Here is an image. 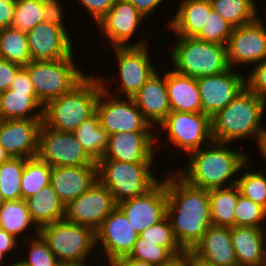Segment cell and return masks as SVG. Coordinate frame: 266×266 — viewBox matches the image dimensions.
Returning a JSON list of instances; mask_svg holds the SVG:
<instances>
[{
  "instance_id": "obj_1",
  "label": "cell",
  "mask_w": 266,
  "mask_h": 266,
  "mask_svg": "<svg viewBox=\"0 0 266 266\" xmlns=\"http://www.w3.org/2000/svg\"><path fill=\"white\" fill-rule=\"evenodd\" d=\"M163 179L174 235L184 250L193 249L212 225L208 190L187 183L175 171Z\"/></svg>"
},
{
  "instance_id": "obj_2",
  "label": "cell",
  "mask_w": 266,
  "mask_h": 266,
  "mask_svg": "<svg viewBox=\"0 0 266 266\" xmlns=\"http://www.w3.org/2000/svg\"><path fill=\"white\" fill-rule=\"evenodd\" d=\"M228 147L227 143L212 141L188 154L184 169L175 173L187 183L206 190L237 184V174L247 167L250 156Z\"/></svg>"
},
{
  "instance_id": "obj_3",
  "label": "cell",
  "mask_w": 266,
  "mask_h": 266,
  "mask_svg": "<svg viewBox=\"0 0 266 266\" xmlns=\"http://www.w3.org/2000/svg\"><path fill=\"white\" fill-rule=\"evenodd\" d=\"M266 101L245 87L227 107L211 117L213 141L234 143L254 138L258 143L265 126Z\"/></svg>"
},
{
  "instance_id": "obj_4",
  "label": "cell",
  "mask_w": 266,
  "mask_h": 266,
  "mask_svg": "<svg viewBox=\"0 0 266 266\" xmlns=\"http://www.w3.org/2000/svg\"><path fill=\"white\" fill-rule=\"evenodd\" d=\"M102 85L98 76L87 74L70 91L49 101L43 108V122L53 129L74 132L96 113Z\"/></svg>"
},
{
  "instance_id": "obj_5",
  "label": "cell",
  "mask_w": 266,
  "mask_h": 266,
  "mask_svg": "<svg viewBox=\"0 0 266 266\" xmlns=\"http://www.w3.org/2000/svg\"><path fill=\"white\" fill-rule=\"evenodd\" d=\"M170 62L181 74L201 78L218 75L230 68L226 45L205 42L196 37H176Z\"/></svg>"
},
{
  "instance_id": "obj_6",
  "label": "cell",
  "mask_w": 266,
  "mask_h": 266,
  "mask_svg": "<svg viewBox=\"0 0 266 266\" xmlns=\"http://www.w3.org/2000/svg\"><path fill=\"white\" fill-rule=\"evenodd\" d=\"M153 163L98 161L97 179L112 194L115 202L140 196L158 181L151 170Z\"/></svg>"
},
{
  "instance_id": "obj_7",
  "label": "cell",
  "mask_w": 266,
  "mask_h": 266,
  "mask_svg": "<svg viewBox=\"0 0 266 266\" xmlns=\"http://www.w3.org/2000/svg\"><path fill=\"white\" fill-rule=\"evenodd\" d=\"M40 235L60 264L89 261L96 249L95 231L65 218L42 226Z\"/></svg>"
},
{
  "instance_id": "obj_8",
  "label": "cell",
  "mask_w": 266,
  "mask_h": 266,
  "mask_svg": "<svg viewBox=\"0 0 266 266\" xmlns=\"http://www.w3.org/2000/svg\"><path fill=\"white\" fill-rule=\"evenodd\" d=\"M76 63L72 54L69 58L59 60L30 61L24 66L36 96L44 106L70 91L87 75Z\"/></svg>"
},
{
  "instance_id": "obj_9",
  "label": "cell",
  "mask_w": 266,
  "mask_h": 266,
  "mask_svg": "<svg viewBox=\"0 0 266 266\" xmlns=\"http://www.w3.org/2000/svg\"><path fill=\"white\" fill-rule=\"evenodd\" d=\"M98 78L103 89L96 105V113L99 116L101 127L109 135L154 131V127L143 117L132 98L121 99V97H117L115 93L111 92L112 89H109V87L112 82H115L113 79L111 81V78L108 77L106 80V78L99 75Z\"/></svg>"
},
{
  "instance_id": "obj_10",
  "label": "cell",
  "mask_w": 266,
  "mask_h": 266,
  "mask_svg": "<svg viewBox=\"0 0 266 266\" xmlns=\"http://www.w3.org/2000/svg\"><path fill=\"white\" fill-rule=\"evenodd\" d=\"M159 128L187 155L213 141L211 117L203 113L171 111Z\"/></svg>"
},
{
  "instance_id": "obj_11",
  "label": "cell",
  "mask_w": 266,
  "mask_h": 266,
  "mask_svg": "<svg viewBox=\"0 0 266 266\" xmlns=\"http://www.w3.org/2000/svg\"><path fill=\"white\" fill-rule=\"evenodd\" d=\"M51 167L97 166L73 132H63L42 123L37 155Z\"/></svg>"
},
{
  "instance_id": "obj_12",
  "label": "cell",
  "mask_w": 266,
  "mask_h": 266,
  "mask_svg": "<svg viewBox=\"0 0 266 266\" xmlns=\"http://www.w3.org/2000/svg\"><path fill=\"white\" fill-rule=\"evenodd\" d=\"M116 55L120 86L116 96L133 98L157 71L152 65L149 46L112 47ZM119 91V92H118ZM122 95V96H121Z\"/></svg>"
},
{
  "instance_id": "obj_13",
  "label": "cell",
  "mask_w": 266,
  "mask_h": 266,
  "mask_svg": "<svg viewBox=\"0 0 266 266\" xmlns=\"http://www.w3.org/2000/svg\"><path fill=\"white\" fill-rule=\"evenodd\" d=\"M266 22L258 16L253 22L233 27L227 42L229 66L256 65L266 60Z\"/></svg>"
},
{
  "instance_id": "obj_14",
  "label": "cell",
  "mask_w": 266,
  "mask_h": 266,
  "mask_svg": "<svg viewBox=\"0 0 266 266\" xmlns=\"http://www.w3.org/2000/svg\"><path fill=\"white\" fill-rule=\"evenodd\" d=\"M144 20L145 17L128 0H116L96 25L111 47L144 46L148 39L130 43Z\"/></svg>"
},
{
  "instance_id": "obj_15",
  "label": "cell",
  "mask_w": 266,
  "mask_h": 266,
  "mask_svg": "<svg viewBox=\"0 0 266 266\" xmlns=\"http://www.w3.org/2000/svg\"><path fill=\"white\" fill-rule=\"evenodd\" d=\"M116 207L110 191L97 180L90 189L66 205L65 219L96 231Z\"/></svg>"
},
{
  "instance_id": "obj_16",
  "label": "cell",
  "mask_w": 266,
  "mask_h": 266,
  "mask_svg": "<svg viewBox=\"0 0 266 266\" xmlns=\"http://www.w3.org/2000/svg\"><path fill=\"white\" fill-rule=\"evenodd\" d=\"M96 247L108 263L129 256L139 237L125 214L116 207L95 231ZM105 255V256H104Z\"/></svg>"
},
{
  "instance_id": "obj_17",
  "label": "cell",
  "mask_w": 266,
  "mask_h": 266,
  "mask_svg": "<svg viewBox=\"0 0 266 266\" xmlns=\"http://www.w3.org/2000/svg\"><path fill=\"white\" fill-rule=\"evenodd\" d=\"M117 207L125 214L135 231L138 234L142 233L167 215V192L164 180L161 178L145 194L119 202Z\"/></svg>"
},
{
  "instance_id": "obj_18",
  "label": "cell",
  "mask_w": 266,
  "mask_h": 266,
  "mask_svg": "<svg viewBox=\"0 0 266 266\" xmlns=\"http://www.w3.org/2000/svg\"><path fill=\"white\" fill-rule=\"evenodd\" d=\"M202 113L209 117L224 109L246 87L245 76L230 67L225 72L196 78Z\"/></svg>"
},
{
  "instance_id": "obj_19",
  "label": "cell",
  "mask_w": 266,
  "mask_h": 266,
  "mask_svg": "<svg viewBox=\"0 0 266 266\" xmlns=\"http://www.w3.org/2000/svg\"><path fill=\"white\" fill-rule=\"evenodd\" d=\"M156 132L155 130V132H129L109 135L108 147L99 161L154 163L155 144L160 140L155 135Z\"/></svg>"
},
{
  "instance_id": "obj_20",
  "label": "cell",
  "mask_w": 266,
  "mask_h": 266,
  "mask_svg": "<svg viewBox=\"0 0 266 266\" xmlns=\"http://www.w3.org/2000/svg\"><path fill=\"white\" fill-rule=\"evenodd\" d=\"M42 123L43 118L0 119V145L11 157H36Z\"/></svg>"
},
{
  "instance_id": "obj_21",
  "label": "cell",
  "mask_w": 266,
  "mask_h": 266,
  "mask_svg": "<svg viewBox=\"0 0 266 266\" xmlns=\"http://www.w3.org/2000/svg\"><path fill=\"white\" fill-rule=\"evenodd\" d=\"M31 61H47L69 58L73 53L71 37L60 27L40 22L27 32Z\"/></svg>"
},
{
  "instance_id": "obj_22",
  "label": "cell",
  "mask_w": 266,
  "mask_h": 266,
  "mask_svg": "<svg viewBox=\"0 0 266 266\" xmlns=\"http://www.w3.org/2000/svg\"><path fill=\"white\" fill-rule=\"evenodd\" d=\"M159 73L157 70L132 98L143 117L154 128H157L171 112L166 71L162 75Z\"/></svg>"
},
{
  "instance_id": "obj_23",
  "label": "cell",
  "mask_w": 266,
  "mask_h": 266,
  "mask_svg": "<svg viewBox=\"0 0 266 266\" xmlns=\"http://www.w3.org/2000/svg\"><path fill=\"white\" fill-rule=\"evenodd\" d=\"M97 180V166H64L51 168L50 184L65 205L80 197Z\"/></svg>"
},
{
  "instance_id": "obj_24",
  "label": "cell",
  "mask_w": 266,
  "mask_h": 266,
  "mask_svg": "<svg viewBox=\"0 0 266 266\" xmlns=\"http://www.w3.org/2000/svg\"><path fill=\"white\" fill-rule=\"evenodd\" d=\"M192 250L215 266H238L229 227L211 225Z\"/></svg>"
},
{
  "instance_id": "obj_25",
  "label": "cell",
  "mask_w": 266,
  "mask_h": 266,
  "mask_svg": "<svg viewBox=\"0 0 266 266\" xmlns=\"http://www.w3.org/2000/svg\"><path fill=\"white\" fill-rule=\"evenodd\" d=\"M231 241L238 266H262L266 246V229L234 226Z\"/></svg>"
},
{
  "instance_id": "obj_26",
  "label": "cell",
  "mask_w": 266,
  "mask_h": 266,
  "mask_svg": "<svg viewBox=\"0 0 266 266\" xmlns=\"http://www.w3.org/2000/svg\"><path fill=\"white\" fill-rule=\"evenodd\" d=\"M166 85L171 111L202 113L196 78L172 69L166 72Z\"/></svg>"
},
{
  "instance_id": "obj_27",
  "label": "cell",
  "mask_w": 266,
  "mask_h": 266,
  "mask_svg": "<svg viewBox=\"0 0 266 266\" xmlns=\"http://www.w3.org/2000/svg\"><path fill=\"white\" fill-rule=\"evenodd\" d=\"M211 9L210 0H181L167 28L173 30L175 36L196 37L206 25L207 14Z\"/></svg>"
},
{
  "instance_id": "obj_28",
  "label": "cell",
  "mask_w": 266,
  "mask_h": 266,
  "mask_svg": "<svg viewBox=\"0 0 266 266\" xmlns=\"http://www.w3.org/2000/svg\"><path fill=\"white\" fill-rule=\"evenodd\" d=\"M26 202L31 217L39 228L65 218L66 205L51 184L26 199Z\"/></svg>"
},
{
  "instance_id": "obj_29",
  "label": "cell",
  "mask_w": 266,
  "mask_h": 266,
  "mask_svg": "<svg viewBox=\"0 0 266 266\" xmlns=\"http://www.w3.org/2000/svg\"><path fill=\"white\" fill-rule=\"evenodd\" d=\"M43 108L44 105L37 96H29L28 92L8 89L2 93L0 119L43 118Z\"/></svg>"
},
{
  "instance_id": "obj_30",
  "label": "cell",
  "mask_w": 266,
  "mask_h": 266,
  "mask_svg": "<svg viewBox=\"0 0 266 266\" xmlns=\"http://www.w3.org/2000/svg\"><path fill=\"white\" fill-rule=\"evenodd\" d=\"M212 225L235 226V209L241 194L237 184L208 190Z\"/></svg>"
},
{
  "instance_id": "obj_31",
  "label": "cell",
  "mask_w": 266,
  "mask_h": 266,
  "mask_svg": "<svg viewBox=\"0 0 266 266\" xmlns=\"http://www.w3.org/2000/svg\"><path fill=\"white\" fill-rule=\"evenodd\" d=\"M30 227L34 228L35 235L40 234V228L33 221L26 200H5L0 207V228L19 238L21 242L20 236L25 231H30Z\"/></svg>"
},
{
  "instance_id": "obj_32",
  "label": "cell",
  "mask_w": 266,
  "mask_h": 266,
  "mask_svg": "<svg viewBox=\"0 0 266 266\" xmlns=\"http://www.w3.org/2000/svg\"><path fill=\"white\" fill-rule=\"evenodd\" d=\"M73 133L96 163L102 159L108 147L109 134L101 127L97 113L85 120Z\"/></svg>"
},
{
  "instance_id": "obj_33",
  "label": "cell",
  "mask_w": 266,
  "mask_h": 266,
  "mask_svg": "<svg viewBox=\"0 0 266 266\" xmlns=\"http://www.w3.org/2000/svg\"><path fill=\"white\" fill-rule=\"evenodd\" d=\"M0 58L26 66L31 61L27 32L15 27L0 29Z\"/></svg>"
},
{
  "instance_id": "obj_34",
  "label": "cell",
  "mask_w": 266,
  "mask_h": 266,
  "mask_svg": "<svg viewBox=\"0 0 266 266\" xmlns=\"http://www.w3.org/2000/svg\"><path fill=\"white\" fill-rule=\"evenodd\" d=\"M212 9L233 27L253 22L259 14L255 0H210Z\"/></svg>"
},
{
  "instance_id": "obj_35",
  "label": "cell",
  "mask_w": 266,
  "mask_h": 266,
  "mask_svg": "<svg viewBox=\"0 0 266 266\" xmlns=\"http://www.w3.org/2000/svg\"><path fill=\"white\" fill-rule=\"evenodd\" d=\"M51 168L38 156L26 159L21 178V199H28L50 184Z\"/></svg>"
},
{
  "instance_id": "obj_36",
  "label": "cell",
  "mask_w": 266,
  "mask_h": 266,
  "mask_svg": "<svg viewBox=\"0 0 266 266\" xmlns=\"http://www.w3.org/2000/svg\"><path fill=\"white\" fill-rule=\"evenodd\" d=\"M26 159L11 157L0 165V192L5 200L21 199V178Z\"/></svg>"
},
{
  "instance_id": "obj_37",
  "label": "cell",
  "mask_w": 266,
  "mask_h": 266,
  "mask_svg": "<svg viewBox=\"0 0 266 266\" xmlns=\"http://www.w3.org/2000/svg\"><path fill=\"white\" fill-rule=\"evenodd\" d=\"M251 160L247 162V167L252 171H242L237 177V185L239 187L240 193L251 199L254 203L266 209V176L265 173L260 170L257 171L253 169V166H249ZM255 171V172H254Z\"/></svg>"
},
{
  "instance_id": "obj_38",
  "label": "cell",
  "mask_w": 266,
  "mask_h": 266,
  "mask_svg": "<svg viewBox=\"0 0 266 266\" xmlns=\"http://www.w3.org/2000/svg\"><path fill=\"white\" fill-rule=\"evenodd\" d=\"M183 251L184 249L182 247H161L153 242H143V239L139 236L128 257L160 266L172 256Z\"/></svg>"
},
{
  "instance_id": "obj_39",
  "label": "cell",
  "mask_w": 266,
  "mask_h": 266,
  "mask_svg": "<svg viewBox=\"0 0 266 266\" xmlns=\"http://www.w3.org/2000/svg\"><path fill=\"white\" fill-rule=\"evenodd\" d=\"M43 21L42 0H16L12 27L28 32Z\"/></svg>"
},
{
  "instance_id": "obj_40",
  "label": "cell",
  "mask_w": 266,
  "mask_h": 266,
  "mask_svg": "<svg viewBox=\"0 0 266 266\" xmlns=\"http://www.w3.org/2000/svg\"><path fill=\"white\" fill-rule=\"evenodd\" d=\"M264 221H266V209L240 194L235 209V226L264 229L266 228L262 225Z\"/></svg>"
},
{
  "instance_id": "obj_41",
  "label": "cell",
  "mask_w": 266,
  "mask_h": 266,
  "mask_svg": "<svg viewBox=\"0 0 266 266\" xmlns=\"http://www.w3.org/2000/svg\"><path fill=\"white\" fill-rule=\"evenodd\" d=\"M232 30L233 26L211 9L207 14L206 25L196 38L205 42L227 45Z\"/></svg>"
},
{
  "instance_id": "obj_42",
  "label": "cell",
  "mask_w": 266,
  "mask_h": 266,
  "mask_svg": "<svg viewBox=\"0 0 266 266\" xmlns=\"http://www.w3.org/2000/svg\"><path fill=\"white\" fill-rule=\"evenodd\" d=\"M29 250L26 258H19L26 266H60V262L49 248L47 242L42 236L30 233Z\"/></svg>"
},
{
  "instance_id": "obj_43",
  "label": "cell",
  "mask_w": 266,
  "mask_h": 266,
  "mask_svg": "<svg viewBox=\"0 0 266 266\" xmlns=\"http://www.w3.org/2000/svg\"><path fill=\"white\" fill-rule=\"evenodd\" d=\"M139 236L143 242H153L161 247H181L167 215L160 222L145 229Z\"/></svg>"
},
{
  "instance_id": "obj_44",
  "label": "cell",
  "mask_w": 266,
  "mask_h": 266,
  "mask_svg": "<svg viewBox=\"0 0 266 266\" xmlns=\"http://www.w3.org/2000/svg\"><path fill=\"white\" fill-rule=\"evenodd\" d=\"M251 67L253 69L245 77V85L252 93L266 101V60Z\"/></svg>"
},
{
  "instance_id": "obj_45",
  "label": "cell",
  "mask_w": 266,
  "mask_h": 266,
  "mask_svg": "<svg viewBox=\"0 0 266 266\" xmlns=\"http://www.w3.org/2000/svg\"><path fill=\"white\" fill-rule=\"evenodd\" d=\"M60 3V0H42L43 18L45 22L62 28L71 37L69 32H67V28L65 27L66 24H63V14L65 11L63 12V6Z\"/></svg>"
},
{
  "instance_id": "obj_46",
  "label": "cell",
  "mask_w": 266,
  "mask_h": 266,
  "mask_svg": "<svg viewBox=\"0 0 266 266\" xmlns=\"http://www.w3.org/2000/svg\"><path fill=\"white\" fill-rule=\"evenodd\" d=\"M96 23L109 11L116 0H78Z\"/></svg>"
},
{
  "instance_id": "obj_47",
  "label": "cell",
  "mask_w": 266,
  "mask_h": 266,
  "mask_svg": "<svg viewBox=\"0 0 266 266\" xmlns=\"http://www.w3.org/2000/svg\"><path fill=\"white\" fill-rule=\"evenodd\" d=\"M21 65L0 58V91L4 92L10 88Z\"/></svg>"
},
{
  "instance_id": "obj_48",
  "label": "cell",
  "mask_w": 266,
  "mask_h": 266,
  "mask_svg": "<svg viewBox=\"0 0 266 266\" xmlns=\"http://www.w3.org/2000/svg\"><path fill=\"white\" fill-rule=\"evenodd\" d=\"M9 89L12 91L28 92L29 96H36L33 83L29 78V73L24 66L18 70Z\"/></svg>"
},
{
  "instance_id": "obj_49",
  "label": "cell",
  "mask_w": 266,
  "mask_h": 266,
  "mask_svg": "<svg viewBox=\"0 0 266 266\" xmlns=\"http://www.w3.org/2000/svg\"><path fill=\"white\" fill-rule=\"evenodd\" d=\"M16 0H0V29L12 26Z\"/></svg>"
},
{
  "instance_id": "obj_50",
  "label": "cell",
  "mask_w": 266,
  "mask_h": 266,
  "mask_svg": "<svg viewBox=\"0 0 266 266\" xmlns=\"http://www.w3.org/2000/svg\"><path fill=\"white\" fill-rule=\"evenodd\" d=\"M145 18L159 8L166 0H128Z\"/></svg>"
},
{
  "instance_id": "obj_51",
  "label": "cell",
  "mask_w": 266,
  "mask_h": 266,
  "mask_svg": "<svg viewBox=\"0 0 266 266\" xmlns=\"http://www.w3.org/2000/svg\"><path fill=\"white\" fill-rule=\"evenodd\" d=\"M19 239L15 238L12 234L0 228V250L6 255L13 254L18 248Z\"/></svg>"
},
{
  "instance_id": "obj_52",
  "label": "cell",
  "mask_w": 266,
  "mask_h": 266,
  "mask_svg": "<svg viewBox=\"0 0 266 266\" xmlns=\"http://www.w3.org/2000/svg\"><path fill=\"white\" fill-rule=\"evenodd\" d=\"M108 266H156L149 262L132 259L128 256L113 260Z\"/></svg>"
},
{
  "instance_id": "obj_53",
  "label": "cell",
  "mask_w": 266,
  "mask_h": 266,
  "mask_svg": "<svg viewBox=\"0 0 266 266\" xmlns=\"http://www.w3.org/2000/svg\"><path fill=\"white\" fill-rule=\"evenodd\" d=\"M187 259L189 266H215L211 261L199 256L192 249H187Z\"/></svg>"
},
{
  "instance_id": "obj_54",
  "label": "cell",
  "mask_w": 266,
  "mask_h": 266,
  "mask_svg": "<svg viewBox=\"0 0 266 266\" xmlns=\"http://www.w3.org/2000/svg\"><path fill=\"white\" fill-rule=\"evenodd\" d=\"M160 266H189L187 259V249L179 254L172 256L167 262H164Z\"/></svg>"
},
{
  "instance_id": "obj_55",
  "label": "cell",
  "mask_w": 266,
  "mask_h": 266,
  "mask_svg": "<svg viewBox=\"0 0 266 266\" xmlns=\"http://www.w3.org/2000/svg\"><path fill=\"white\" fill-rule=\"evenodd\" d=\"M257 146H258V149L260 150V154L266 160V127L259 138Z\"/></svg>"
},
{
  "instance_id": "obj_56",
  "label": "cell",
  "mask_w": 266,
  "mask_h": 266,
  "mask_svg": "<svg viewBox=\"0 0 266 266\" xmlns=\"http://www.w3.org/2000/svg\"><path fill=\"white\" fill-rule=\"evenodd\" d=\"M10 158H11V156L0 145V165L3 164L5 161H7Z\"/></svg>"
},
{
  "instance_id": "obj_57",
  "label": "cell",
  "mask_w": 266,
  "mask_h": 266,
  "mask_svg": "<svg viewBox=\"0 0 266 266\" xmlns=\"http://www.w3.org/2000/svg\"><path fill=\"white\" fill-rule=\"evenodd\" d=\"M60 266H91L89 265L88 262L83 261V262H78V263H67V264H60ZM94 266V265H92Z\"/></svg>"
},
{
  "instance_id": "obj_58",
  "label": "cell",
  "mask_w": 266,
  "mask_h": 266,
  "mask_svg": "<svg viewBox=\"0 0 266 266\" xmlns=\"http://www.w3.org/2000/svg\"><path fill=\"white\" fill-rule=\"evenodd\" d=\"M7 255L0 250V266H3L5 264V260ZM5 258V259H4ZM4 263V264H3Z\"/></svg>"
},
{
  "instance_id": "obj_59",
  "label": "cell",
  "mask_w": 266,
  "mask_h": 266,
  "mask_svg": "<svg viewBox=\"0 0 266 266\" xmlns=\"http://www.w3.org/2000/svg\"><path fill=\"white\" fill-rule=\"evenodd\" d=\"M6 266H26V265H24L21 261H19V260H17V261H14L13 260V262L11 261V264H10V262L8 263V265H6Z\"/></svg>"
},
{
  "instance_id": "obj_60",
  "label": "cell",
  "mask_w": 266,
  "mask_h": 266,
  "mask_svg": "<svg viewBox=\"0 0 266 266\" xmlns=\"http://www.w3.org/2000/svg\"><path fill=\"white\" fill-rule=\"evenodd\" d=\"M4 202H5V199L3 198V196L0 192V207L3 205Z\"/></svg>"
},
{
  "instance_id": "obj_61",
  "label": "cell",
  "mask_w": 266,
  "mask_h": 266,
  "mask_svg": "<svg viewBox=\"0 0 266 266\" xmlns=\"http://www.w3.org/2000/svg\"><path fill=\"white\" fill-rule=\"evenodd\" d=\"M262 266H266V246H265V252H264V262Z\"/></svg>"
},
{
  "instance_id": "obj_62",
  "label": "cell",
  "mask_w": 266,
  "mask_h": 266,
  "mask_svg": "<svg viewBox=\"0 0 266 266\" xmlns=\"http://www.w3.org/2000/svg\"><path fill=\"white\" fill-rule=\"evenodd\" d=\"M2 91H0V104H1V98H2Z\"/></svg>"
}]
</instances>
